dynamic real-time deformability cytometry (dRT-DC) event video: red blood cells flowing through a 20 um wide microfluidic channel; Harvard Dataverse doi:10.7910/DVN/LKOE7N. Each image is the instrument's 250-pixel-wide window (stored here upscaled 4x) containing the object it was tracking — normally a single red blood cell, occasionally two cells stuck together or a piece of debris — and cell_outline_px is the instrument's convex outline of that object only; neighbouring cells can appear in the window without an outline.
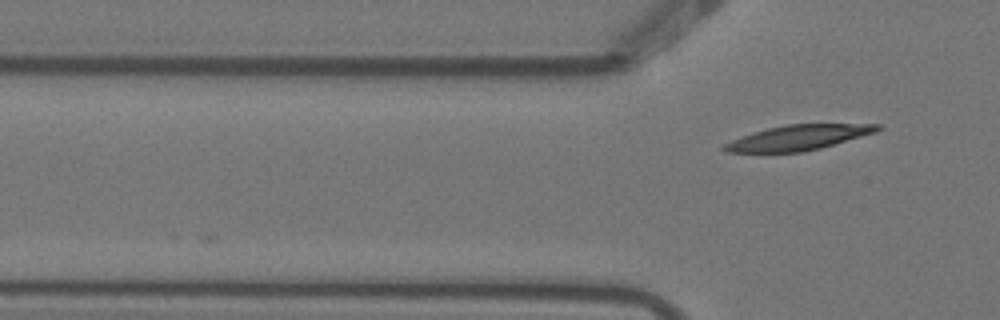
{"species": "Egyptian fruit bat (a non-hibernating species)", "species_latin": "Rousettus aegyptiacus", "temperature_condition": "warm", "stored_images_in_passage": 3, "camera_frame_rate_fps": 3000, "um_per_image_px": 0.085, "animal": {"sex": "female"}, "frame": {"image": 1, "passage_image": 3, "time_ms": 0.667, "image_size_px": [1000, 320], "cell_outline_px": [[884, 128], [876, 132], [820, 148], [804, 152], [728, 152], [720, 148], [724, 144], [732, 140], [752, 132], [768, 128], [788, 124], [880, 124]], "centroid_in_image_um": [67.87, 11.69], "position_along_channel_um": 57.9, "area_um2": 22.25}}